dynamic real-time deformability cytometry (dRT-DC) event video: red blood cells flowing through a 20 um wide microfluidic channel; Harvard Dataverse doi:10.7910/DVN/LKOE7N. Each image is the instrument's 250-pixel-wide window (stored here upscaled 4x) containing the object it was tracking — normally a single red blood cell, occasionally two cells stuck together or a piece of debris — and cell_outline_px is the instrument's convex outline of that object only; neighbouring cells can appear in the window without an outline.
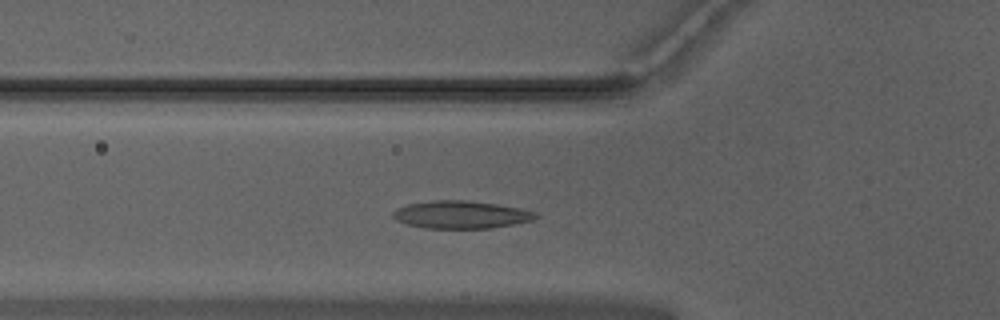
{"species": "Egyptian fruit bat (a non-hibernating species)", "species_latin": "Rousettus aegyptiacus", "temperature_condition": "warm", "stored_images_in_passage": 44, "camera_frame_rate_fps": 3000, "um_per_image_px": 0.085, "animal": {"sex": "male"}, "frame": {"image": 1, "passage_image": 10, "time_ms": 3.0, "image_size_px": [1000, 320], "cell_outline_px": [[540, 216], [532, 220], [492, 228], [424, 228], [404, 224], [396, 220], [392, 216], [392, 212], [396, 208], [408, 204], [432, 200], [464, 200], [496, 204], [520, 208], [536, 212]], "centroid_in_image_um": [39.15, 18.24], "position_along_channel_um": 86.7, "area_um2": 23.06}}
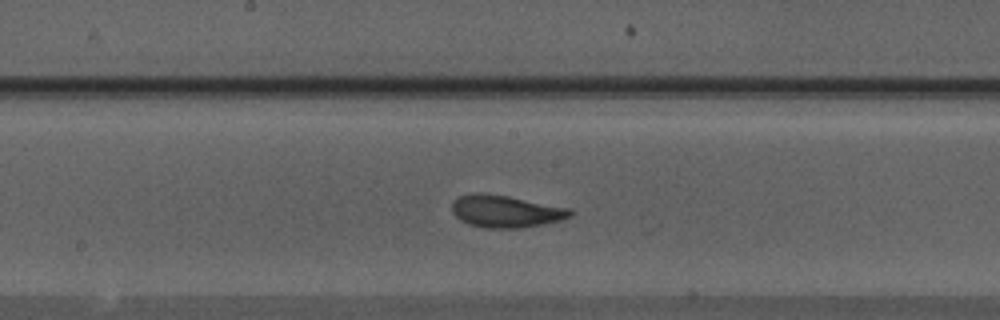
{"frame": {"image": 2, "passage_image": 19, "time_ms": 6.0, "image_size_px": [1000, 320], "cell_outline_px": [[572, 216], [560, 220], [520, 228], [484, 228], [468, 224], [460, 220], [452, 212], [452, 204], [460, 196], [480, 192], [484, 192], [508, 196], [568, 208], [572, 212]], "centroid_in_image_um": [42.95, 17.96], "position_along_channel_um": 205.3, "area_um2": 21.96}}
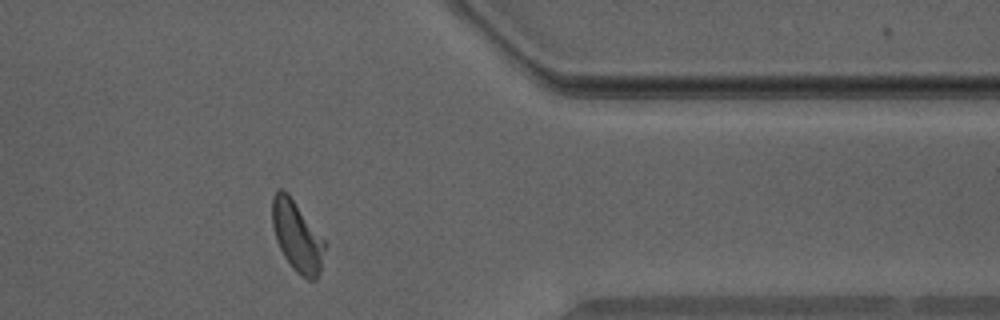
{"frame": {"image": 3, "passage_image": 34, "time_ms": 11.0, "image_size_px": [1000, 320], "cell_outline_px": [[328, 244], [316, 280], [308, 280], [300, 276], [292, 268], [284, 256], [276, 240], [272, 224], [272, 196], [280, 188], [284, 188], [288, 192]], "centroid_in_image_um": [25.26, 20.08], "position_along_channel_um": 386.1, "area_um2": 21.85}, "authors_computed_cell_mechanics": {"area_um2": 21.386, "velocity_mm_per_s": 3.9409, "shape_relaxation_time_tau1_ms": 3.6852, "shape_relaxation_time_tau2_ms": 1.2566, "deformation_change_tau1": 0.1486, "deformation_change_tau2": 0.0795}}